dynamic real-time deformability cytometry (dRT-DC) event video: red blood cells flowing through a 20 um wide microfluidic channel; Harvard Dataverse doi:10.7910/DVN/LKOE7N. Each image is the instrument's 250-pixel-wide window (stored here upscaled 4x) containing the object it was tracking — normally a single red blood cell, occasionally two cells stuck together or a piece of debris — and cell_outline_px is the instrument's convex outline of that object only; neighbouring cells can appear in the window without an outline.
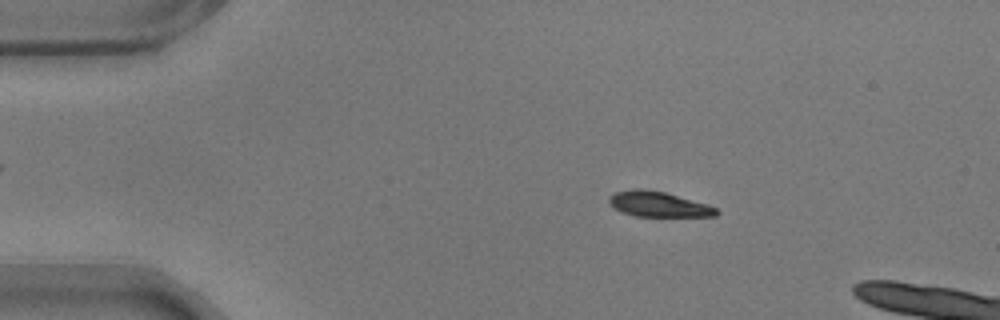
{"species": "common noctule bat (a hibernating species)", "species_latin": "Nyctalus noctula", "temperature_condition": "warm", "stored_images_in_passage": 53, "camera_frame_rate_fps": 3000, "um_per_image_px": 0.085, "animal": {"sex": "male", "body_mass_g": 17.9}, "frame": {"image": 1, "passage_image": 10, "time_ms": 3.0, "image_size_px": [1000, 320], "cell_outline_px": [[720, 212], [716, 216], [636, 216], [620, 212], [612, 208], [608, 204], [608, 200], [616, 192], [632, 188], [644, 188], [664, 192], [708, 204], [716, 208]], "centroid_in_image_um": [55.94, 17.36], "position_along_channel_um": 29.1, "area_um2": 15.9}}
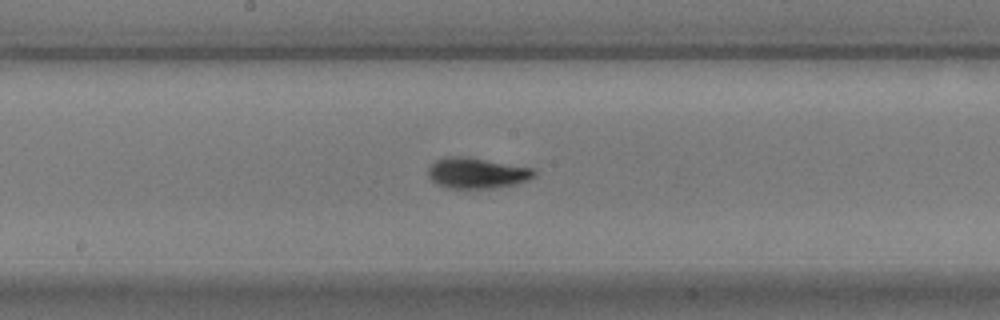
{"frame": {"image": 2, "passage_image": 30, "time_ms": 9.667, "image_size_px": [1000, 320], "cell_outline_px": [[536, 176], [528, 180], [516, 184], [496, 188], [448, 188], [432, 180], [428, 176], [428, 168], [436, 160], [444, 156], [460, 156], [532, 168], [536, 172]], "centroid_in_image_um": [40.53, 14.72], "position_along_channel_um": 207.7, "area_um2": 18.73}}
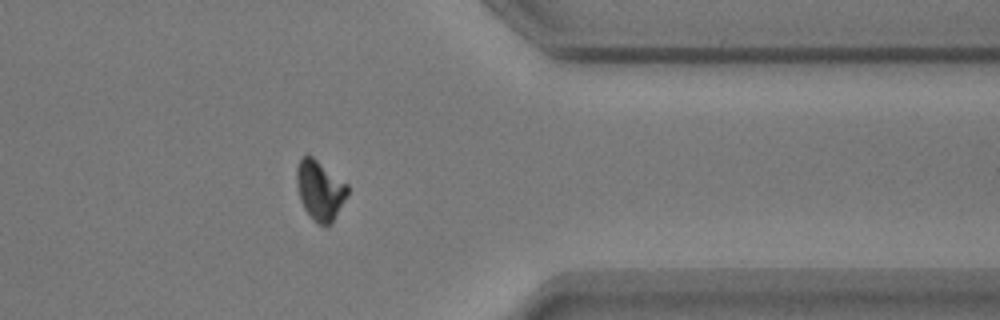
{"frame": {"image": 3, "passage_image": 46, "time_ms": 15.0, "image_size_px": [1000, 320], "cell_outline_px": [[348, 196], [332, 220], [328, 224], [316, 224], [304, 208], [300, 200], [296, 180], [296, 168], [300, 160], [304, 156], [312, 156], [348, 184]], "centroid_in_image_um": [27.19, 16.16], "position_along_channel_um": 384.2, "area_um2": 17.46}}